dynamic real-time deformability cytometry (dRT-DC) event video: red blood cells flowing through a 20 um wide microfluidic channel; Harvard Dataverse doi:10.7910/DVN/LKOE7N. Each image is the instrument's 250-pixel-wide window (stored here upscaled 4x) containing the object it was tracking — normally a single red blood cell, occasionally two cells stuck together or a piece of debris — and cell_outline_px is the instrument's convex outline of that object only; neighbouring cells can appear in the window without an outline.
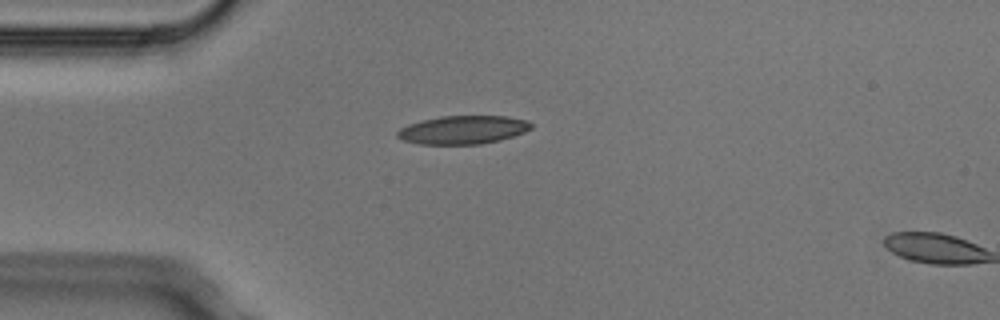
{"species": "Egyptian fruit bat (a non-hibernating species)", "species_latin": "Rousettus aegyptiacus", "temperature_condition": "cold", "stored_images_in_passage": 2, "segment_of_instrument_passage": [1, 2], "camera_frame_rate_fps": 3000, "um_per_image_px": 0.085, "animal": {"sex": "male"}, "frame": {"image": 1, "passage_image": 1, "time_ms": 0.0, "image_size_px": [1000, 320], "cell_outline_px": [[532, 128], [524, 132], [500, 140], [480, 144], [420, 144], [404, 140], [396, 136], [396, 132], [400, 128], [408, 124], [420, 120], [440, 116], [508, 116], [528, 120], [532, 124]], "centroid_in_image_um": [39.35, 11.02], "position_along_channel_um": 45.7, "area_um2": 22.2}}